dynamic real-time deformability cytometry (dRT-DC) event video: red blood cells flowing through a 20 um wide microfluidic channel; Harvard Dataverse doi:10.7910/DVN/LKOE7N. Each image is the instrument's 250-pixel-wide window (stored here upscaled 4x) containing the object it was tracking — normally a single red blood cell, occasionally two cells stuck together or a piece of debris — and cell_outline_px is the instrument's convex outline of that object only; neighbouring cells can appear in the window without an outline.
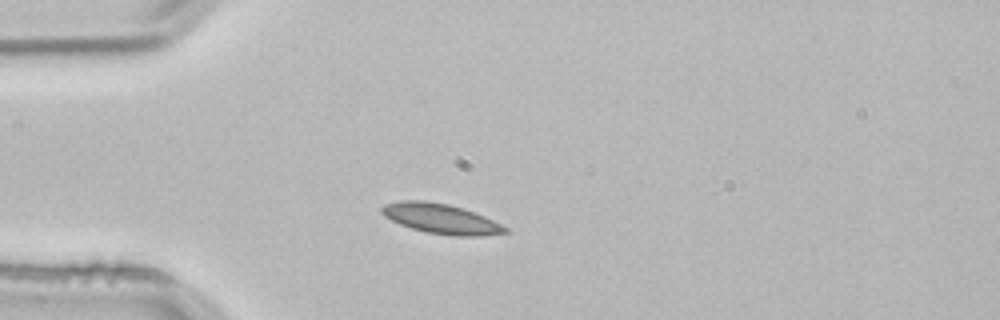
{"species": "common noctule bat (a hibernating species)", "species_latin": "Nyctalus noctula", "temperature_condition": "room temperature", "stored_images_in_passage": 2, "camera_frame_rate_fps": 3000, "um_per_image_px": 0.085, "animal": {"sex": "male", "body_mass_g": 21.5, "forearm_length_mm": 52.0}, "frame": {"image": 1, "passage_image": 2, "time_ms": 0.333, "image_size_px": [1000, 320], "cell_outline_px": [[512, 232], [484, 236], [452, 236], [428, 232], [412, 228], [400, 224], [384, 216], [380, 212], [380, 208], [384, 204], [400, 200], [424, 200], [448, 204], [484, 216], [508, 228]], "centroid_in_image_um": [37.48, 18.59], "position_along_channel_um": 47.5, "area_um2": 21.5}}